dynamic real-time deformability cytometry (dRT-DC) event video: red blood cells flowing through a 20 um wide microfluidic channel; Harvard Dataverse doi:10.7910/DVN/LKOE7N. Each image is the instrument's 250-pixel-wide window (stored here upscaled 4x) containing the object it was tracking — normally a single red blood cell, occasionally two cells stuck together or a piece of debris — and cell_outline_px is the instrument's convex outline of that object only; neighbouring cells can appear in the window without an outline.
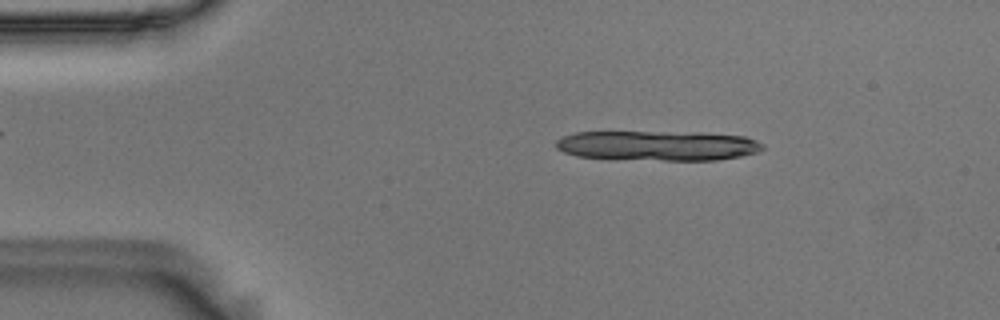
{"species": "Egyptian fruit bat (a non-hibernating species)", "species_latin": "Rousettus aegyptiacus", "temperature_condition": "room temperature", "stored_images_in_passage": 14, "camera_frame_rate_fps": 3000, "um_per_image_px": 0.085, "animal": {"sex": "male"}, "frame": {"image": 1, "passage_image": 8, "time_ms": 2.333, "image_size_px": [1000, 320], "cell_outline_px": [[764, 148], [756, 152], [740, 156], [716, 160], [612, 160], [576, 156], [564, 152], [556, 148], [556, 140], [564, 136], [576, 132], [704, 132], [744, 136], [756, 140], [764, 144]], "centroid_in_image_um": [55.87, 12.39], "position_along_channel_um": 29.1, "area_um2": 36.65}}